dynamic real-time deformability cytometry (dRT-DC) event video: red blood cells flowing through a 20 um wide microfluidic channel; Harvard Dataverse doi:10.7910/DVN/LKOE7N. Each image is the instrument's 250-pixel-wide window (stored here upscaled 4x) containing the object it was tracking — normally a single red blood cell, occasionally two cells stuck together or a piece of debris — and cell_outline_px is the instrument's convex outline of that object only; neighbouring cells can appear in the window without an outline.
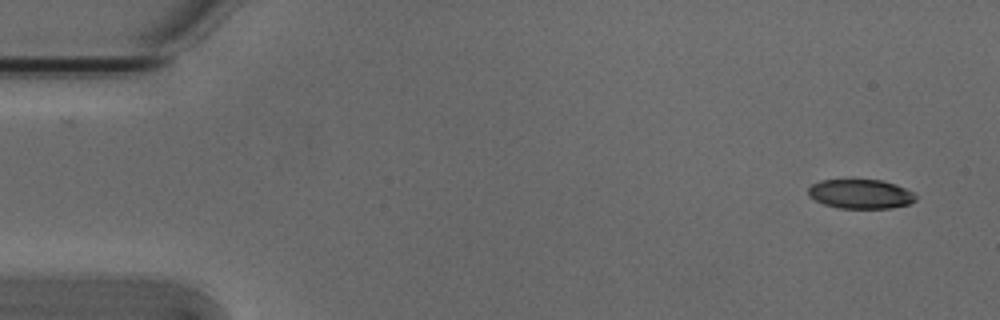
{"species": "Egyptian fruit bat (a non-hibernating species)", "species_latin": "Rousettus aegyptiacus", "temperature_condition": "cold", "stored_images_in_passage": 5, "camera_frame_rate_fps": 3000, "um_per_image_px": 0.085, "animal": {"sex": "male"}, "frame": {"image": 1, "passage_image": 1, "time_ms": 0.0, "image_size_px": [1000, 320], "cell_outline_px": [[916, 200], [908, 204], [892, 208], [840, 208], [824, 204], [808, 196], [808, 188], [812, 184], [820, 180], [852, 176], [884, 180], [896, 184], [912, 192], [916, 196]], "centroid_in_image_um": [73.11, 16.42], "position_along_channel_um": 11.9, "area_um2": 19.25}}
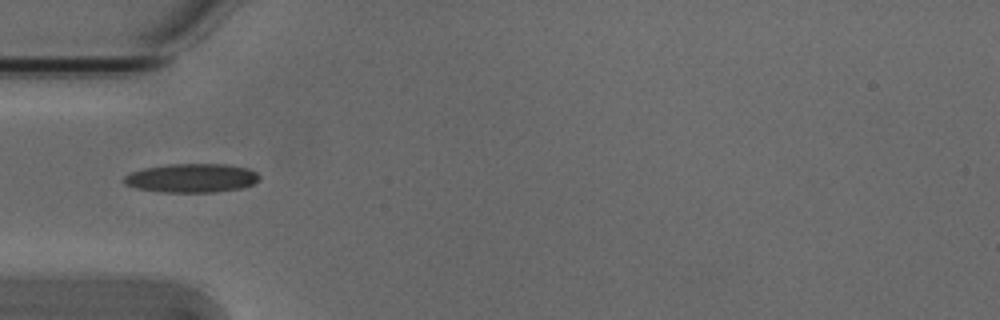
{"frame": {"image": 2, "passage_image": 5, "time_ms": 1.333, "image_size_px": [1000, 320], "cell_outline_px": [[260, 180], [252, 184], [240, 188], [216, 192], [164, 192], [136, 188], [124, 184], [124, 176], [132, 172], [144, 168], [168, 164], [228, 164], [248, 168], [256, 172], [260, 176]], "centroid_in_image_um": [16.31, 15.13], "position_along_channel_um": 68.7, "area_um2": 22.77}}